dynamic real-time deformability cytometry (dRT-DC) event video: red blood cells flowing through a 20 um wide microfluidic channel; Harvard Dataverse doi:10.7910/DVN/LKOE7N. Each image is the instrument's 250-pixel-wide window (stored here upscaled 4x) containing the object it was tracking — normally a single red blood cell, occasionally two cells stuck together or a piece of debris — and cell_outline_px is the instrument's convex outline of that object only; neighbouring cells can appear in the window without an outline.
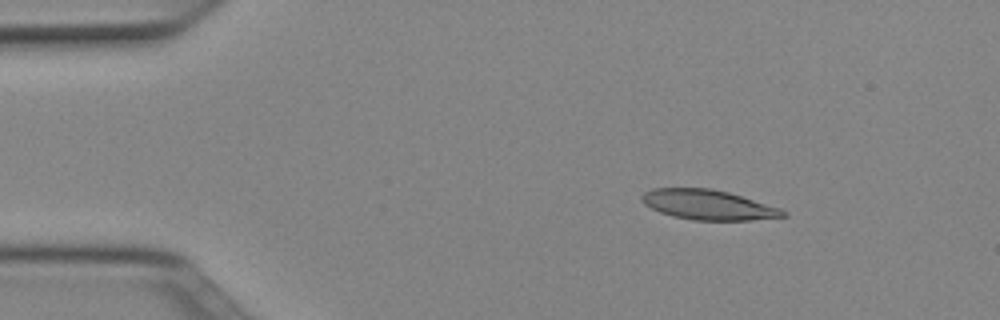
{"species": "Egyptian fruit bat (a non-hibernating species)", "species_latin": "Rousettus aegyptiacus", "temperature_condition": "cold", "stored_images_in_passage": 12, "camera_frame_rate_fps": 3000, "um_per_image_px": 0.085, "animal": {"sex": "female"}, "frame": {"image": 1, "passage_image": 1, "time_ms": 0.0, "image_size_px": [1000, 320], "cell_outline_px": [[788, 216], [752, 220], [692, 220], [672, 216], [660, 212], [644, 204], [640, 200], [640, 196], [644, 192], [652, 188], [712, 188], [728, 192], [780, 208], [788, 212]], "centroid_in_image_um": [60.18, 17.41], "position_along_channel_um": 24.8, "area_um2": 24.68}}
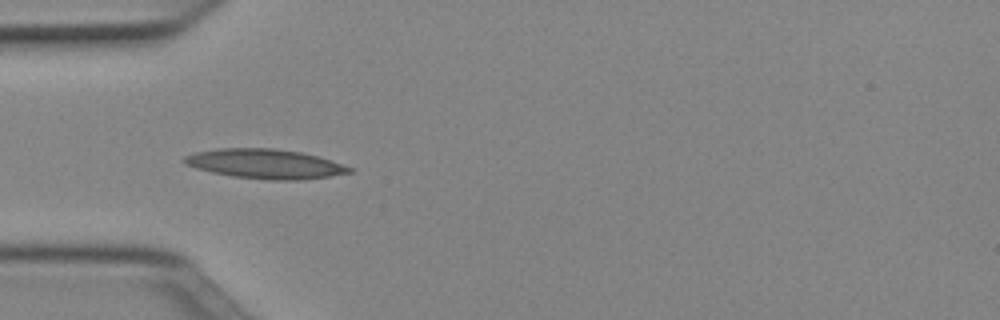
{"frame": {"image": 2, "passage_image": 9, "time_ms": 2.667, "image_size_px": [1000, 320], "cell_outline_px": [[352, 172], [328, 176], [300, 180], [272, 180], [232, 176], [212, 172], [196, 168], [184, 164], [180, 160], [184, 156], [196, 152], [220, 148], [272, 148], [300, 152], [316, 156], [352, 168]], "centroid_in_image_um": [22.46, 13.92], "position_along_channel_um": 62.5, "area_um2": 28.09}}